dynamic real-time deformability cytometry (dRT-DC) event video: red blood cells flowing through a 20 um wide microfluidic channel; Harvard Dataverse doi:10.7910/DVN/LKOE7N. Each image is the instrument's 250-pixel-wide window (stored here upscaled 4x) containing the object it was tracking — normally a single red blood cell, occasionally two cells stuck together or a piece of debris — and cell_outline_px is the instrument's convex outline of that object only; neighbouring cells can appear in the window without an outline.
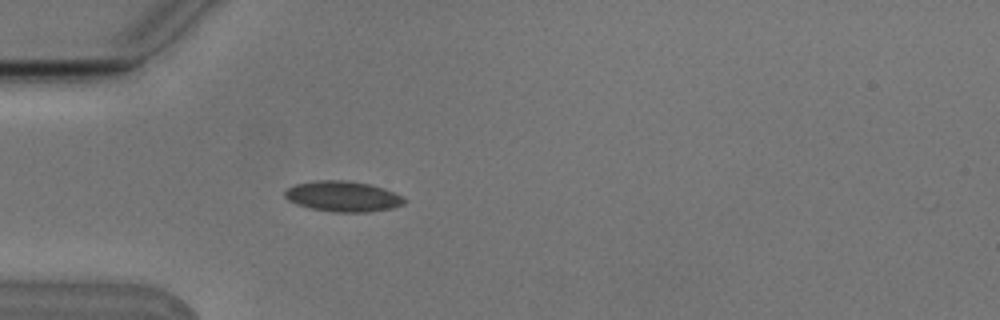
{"species": "Egyptian fruit bat (a non-hibernating species)", "species_latin": "Rousettus aegyptiacus", "temperature_condition": "cold", "stored_images_in_passage": 3, "camera_frame_rate_fps": 3000, "um_per_image_px": 0.085, "animal": {"sex": "male"}, "frame": {"image": 1, "passage_image": 3, "time_ms": 0.667, "image_size_px": [1000, 320], "cell_outline_px": [[408, 200], [404, 204], [392, 208], [368, 212], [332, 212], [312, 208], [296, 204], [288, 200], [284, 196], [284, 192], [288, 188], [296, 184], [320, 180], [344, 180], [368, 184], [384, 188], [404, 196]], "centroid_in_image_um": [29.18, 16.7], "position_along_channel_um": 55.8, "area_um2": 21.27}}